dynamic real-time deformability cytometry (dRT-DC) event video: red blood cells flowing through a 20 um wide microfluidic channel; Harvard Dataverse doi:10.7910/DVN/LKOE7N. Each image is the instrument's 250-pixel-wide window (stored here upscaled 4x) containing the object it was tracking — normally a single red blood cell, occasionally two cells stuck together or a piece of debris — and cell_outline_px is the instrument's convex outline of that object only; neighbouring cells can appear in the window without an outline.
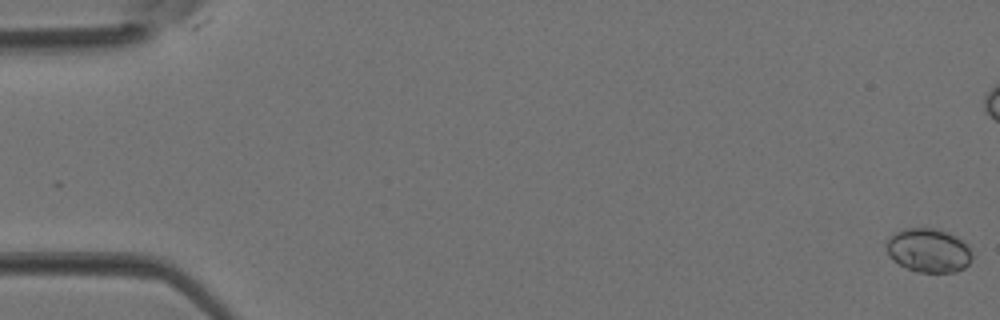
{"species": "Egyptian fruit bat (a non-hibernating species)", "species_latin": "Rousettus aegyptiacus", "temperature_condition": "room temperature", "stored_images_in_passage": 5, "camera_frame_rate_fps": 3000, "um_per_image_px": 0.085, "animal": {"sex": "female"}, "frame": {"image": 1, "passage_image": 1, "time_ms": 0.0, "image_size_px": [1000, 320], "cell_outline_px": [[972, 260], [964, 268], [956, 272], [916, 272], [892, 260], [884, 244], [896, 232], [904, 228], [932, 228], [948, 232], [968, 244], [972, 252]], "centroid_in_image_um": [78.94, 21.29], "position_along_channel_um": 6.1, "area_um2": 21.96}}
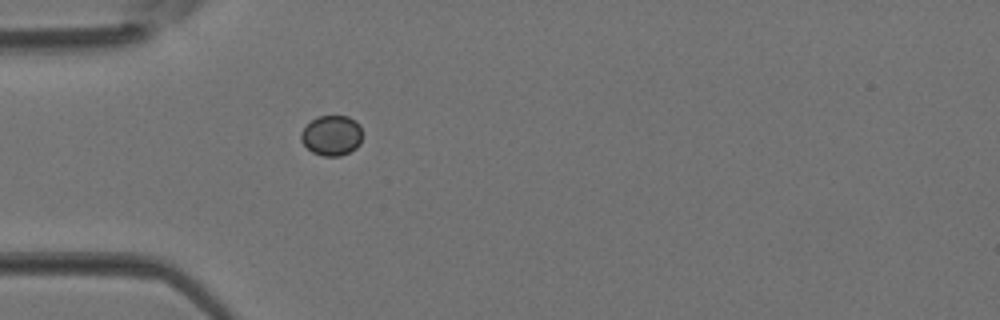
{"frame": {"image": 2, "passage_image": 5, "time_ms": 1.333, "image_size_px": [1000, 320], "cell_outline_px": [[360, 144], [356, 148], [340, 156], [324, 156], [312, 152], [300, 140], [300, 132], [316, 116], [348, 116], [356, 120], [360, 124]], "centroid_in_image_um": [28.18, 11.5], "position_along_channel_um": 56.8, "area_um2": 14.33}}